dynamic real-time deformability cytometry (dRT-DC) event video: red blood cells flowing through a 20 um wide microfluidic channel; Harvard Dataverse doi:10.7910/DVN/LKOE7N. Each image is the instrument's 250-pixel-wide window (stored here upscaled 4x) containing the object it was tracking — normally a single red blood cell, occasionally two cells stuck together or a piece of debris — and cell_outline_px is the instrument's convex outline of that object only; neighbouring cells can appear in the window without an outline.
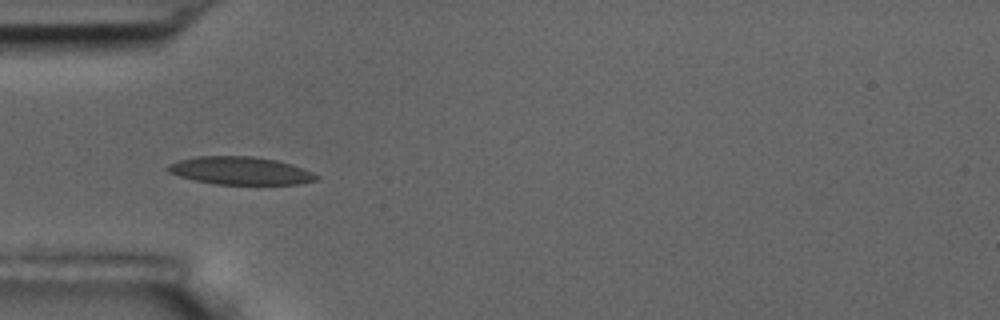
{"species": "common noctule bat (a hibernating species)", "species_latin": "Nyctalus noctula", "temperature_condition": "room temperature", "stored_images_in_passage": 2, "camera_frame_rate_fps": 3000, "um_per_image_px": 0.085, "animal": {"sex": "male", "body_mass_g": 17.5, "forearm_length_mm": 52.3}, "frame": {"image": 1, "passage_image": 1, "time_ms": 0.0, "image_size_px": [1000, 320], "cell_outline_px": [[320, 176], [316, 180], [300, 184], [216, 184], [192, 180], [168, 172], [164, 168], [168, 164], [180, 160], [196, 156], [252, 156], [276, 160], [292, 164], [312, 172]], "centroid_in_image_um": [20.41, 14.51], "position_along_channel_um": 64.6, "area_um2": 24.16}}